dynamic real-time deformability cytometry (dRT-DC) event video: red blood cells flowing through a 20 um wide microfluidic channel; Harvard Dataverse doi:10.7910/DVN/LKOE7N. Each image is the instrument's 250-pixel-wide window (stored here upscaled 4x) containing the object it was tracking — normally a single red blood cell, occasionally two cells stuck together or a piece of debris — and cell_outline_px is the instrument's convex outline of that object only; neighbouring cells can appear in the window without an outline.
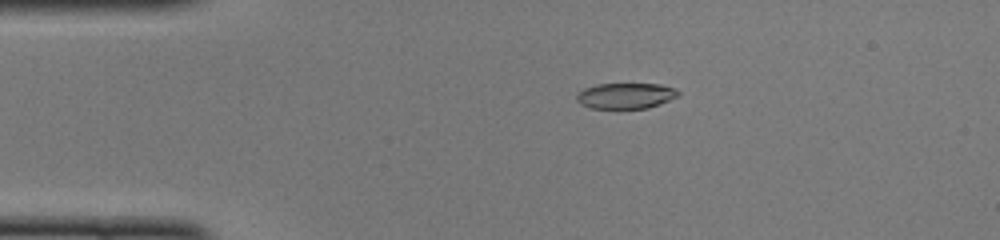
{"species": "common noctule bat (a hibernating species)", "species_latin": "Nyctalus noctula", "temperature_condition": "cold", "stored_images_in_passage": 44, "camera_frame_rate_fps": 3000, "um_per_image_px": 0.085, "animal": {"sex": "female", "body_mass_g": 22.0, "forearm_length_mm": 56.7}, "frame": {"image": 1, "passage_image": 4, "time_ms": 1.0, "image_size_px": [1000, 240], "cell_outline_px": [[680, 96], [660, 104], [648, 108], [592, 108], [580, 104], [576, 100], [576, 92], [584, 88], [596, 84], [660, 84], [676, 88], [680, 92]], "centroid_in_image_um": [53.19, 8.13], "position_along_channel_um": 31.8, "area_um2": 15.43}}
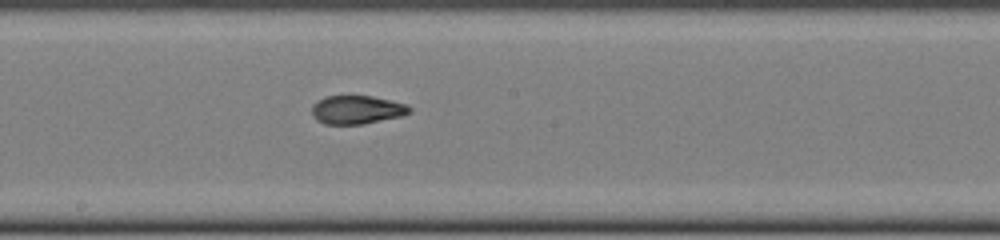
{"frame": {"image": 2, "passage_image": 21, "time_ms": 6.667, "image_size_px": [1000, 240], "cell_outline_px": [[412, 112], [400, 116], [364, 124], [324, 124], [316, 120], [312, 116], [312, 104], [316, 100], [324, 96], [372, 96], [408, 104], [412, 108]], "centroid_in_image_um": [30.31, 9.32], "position_along_channel_um": 217.9, "area_um2": 16.42}}
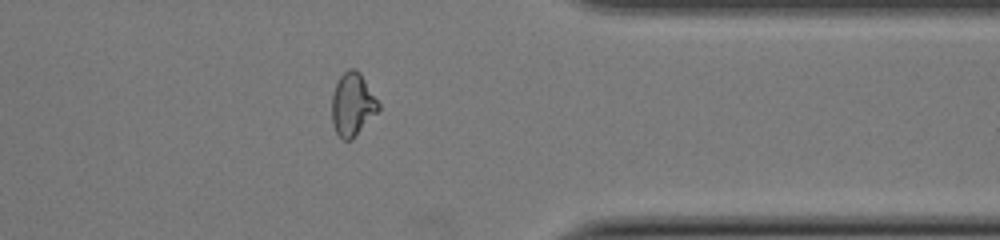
{"frame": {"image": 3, "passage_image": 34, "time_ms": 11.0, "image_size_px": [1000, 240], "cell_outline_px": [[380, 108], [352, 140], [344, 140], [336, 132], [332, 124], [332, 96], [336, 84], [340, 76], [348, 68], [356, 68], [360, 72], [380, 104]], "centroid_in_image_um": [29.96, 8.86], "position_along_channel_um": 381.4, "area_um2": 16.99}, "authors_computed_cell_mechanics": {"area_um2": 16.8487, "velocity_mm_per_s": 4.0262, "shape_relaxation_time_tau1_ms": null, "shape_relaxation_time_tau2_ms": 1.495, "deformation_change_tau1": null, "deformation_change_tau2": 0.0751}}